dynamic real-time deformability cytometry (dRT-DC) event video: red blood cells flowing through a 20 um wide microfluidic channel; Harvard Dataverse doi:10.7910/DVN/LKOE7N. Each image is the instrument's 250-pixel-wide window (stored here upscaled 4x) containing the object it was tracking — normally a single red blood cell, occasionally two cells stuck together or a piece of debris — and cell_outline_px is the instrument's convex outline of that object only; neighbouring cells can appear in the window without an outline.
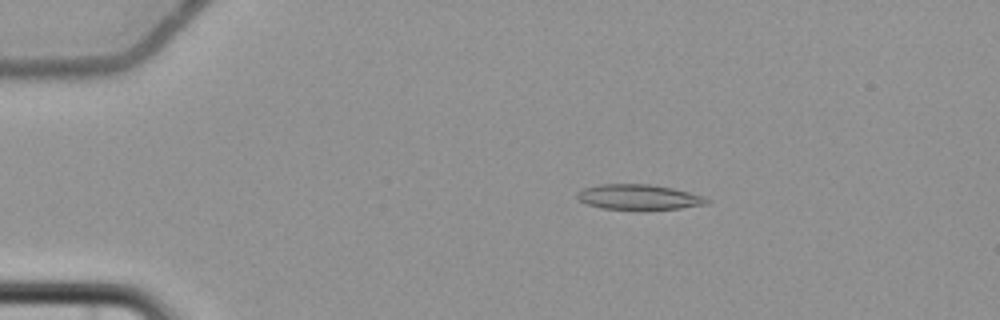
{"species": "common noctule bat (a hibernating species)", "species_latin": "Nyctalus noctula", "temperature_condition": "cold", "stored_images_in_passage": 3, "camera_frame_rate_fps": 3000, "um_per_image_px": 0.085, "animal": {"sex": "female", "body_mass_g": 22.7, "forearm_length_mm": 54.2}, "frame": {"image": 1, "passage_image": 2, "time_ms": 2.0, "image_size_px": [1000, 320], "cell_outline_px": [[712, 200], [708, 204], [680, 208], [600, 208], [588, 204], [580, 200], [576, 196], [576, 192], [584, 188], [600, 184], [648, 184], [672, 188], [704, 196]], "centroid_in_image_um": [54.31, 16.73], "position_along_channel_um": 30.7, "area_um2": 18.61}}